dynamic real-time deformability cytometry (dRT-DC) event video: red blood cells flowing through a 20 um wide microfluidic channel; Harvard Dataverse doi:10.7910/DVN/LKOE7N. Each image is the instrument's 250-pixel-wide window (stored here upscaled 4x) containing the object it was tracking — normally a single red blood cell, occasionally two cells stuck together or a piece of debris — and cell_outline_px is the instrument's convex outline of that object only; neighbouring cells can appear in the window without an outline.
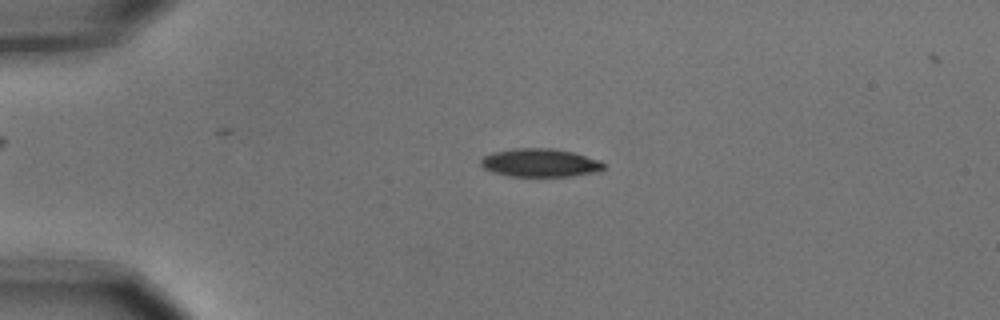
{"species": "common noctule bat (a hibernating species)", "species_latin": "Nyctalus noctula", "temperature_condition": "cold", "stored_images_in_passage": 4, "camera_frame_rate_fps": 3000, "um_per_image_px": 0.085, "animal": {"sex": "male", "body_mass_g": 15.6}, "frame": {"image": 1, "passage_image": 3, "time_ms": 0.667, "image_size_px": [1000, 320], "cell_outline_px": [[604, 168], [596, 172], [572, 176], [508, 176], [492, 172], [484, 168], [480, 164], [480, 160], [484, 156], [492, 152], [512, 148], [556, 148], [572, 152], [600, 160], [604, 164]], "centroid_in_image_um": [45.88, 13.83], "position_along_channel_um": 39.1, "area_um2": 20.35}}